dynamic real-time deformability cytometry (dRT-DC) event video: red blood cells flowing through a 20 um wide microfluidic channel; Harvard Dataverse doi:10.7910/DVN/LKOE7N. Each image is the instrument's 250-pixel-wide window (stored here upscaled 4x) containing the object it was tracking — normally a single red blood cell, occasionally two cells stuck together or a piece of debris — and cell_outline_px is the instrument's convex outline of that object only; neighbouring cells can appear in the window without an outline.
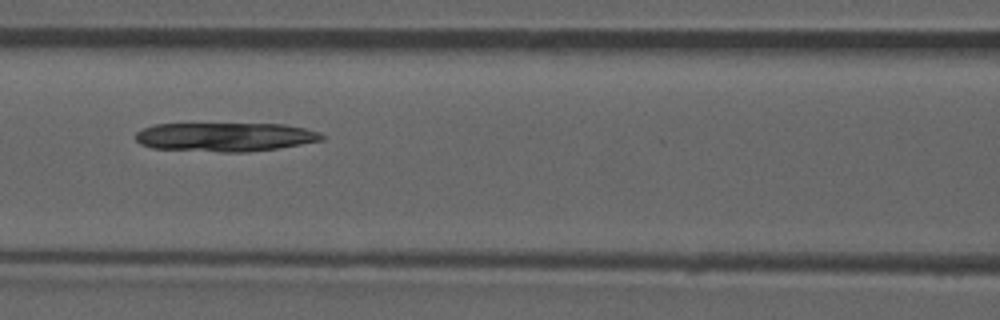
{"species": "common noctule bat (a hibernating species)", "species_latin": "Nyctalus noctula", "temperature_condition": "room temperature", "stored_images_in_passage": 51, "camera_frame_rate_fps": 3000, "um_per_image_px": 0.085, "animal": {"sex": "male", "forearm_length_mm": 52.5}, "frame": {"image": 1, "passage_image": 22, "time_ms": 7.0, "image_size_px": [1000, 320], "cell_outline_px": [[324, 140], [276, 148], [248, 152], [220, 152], [152, 148], [140, 144], [136, 140], [136, 132], [144, 128], [156, 124], [284, 124], [304, 128], [320, 132], [324, 136]], "centroid_in_image_um": [19.13, 11.64], "position_along_channel_um": 147.5, "area_um2": 31.27}}